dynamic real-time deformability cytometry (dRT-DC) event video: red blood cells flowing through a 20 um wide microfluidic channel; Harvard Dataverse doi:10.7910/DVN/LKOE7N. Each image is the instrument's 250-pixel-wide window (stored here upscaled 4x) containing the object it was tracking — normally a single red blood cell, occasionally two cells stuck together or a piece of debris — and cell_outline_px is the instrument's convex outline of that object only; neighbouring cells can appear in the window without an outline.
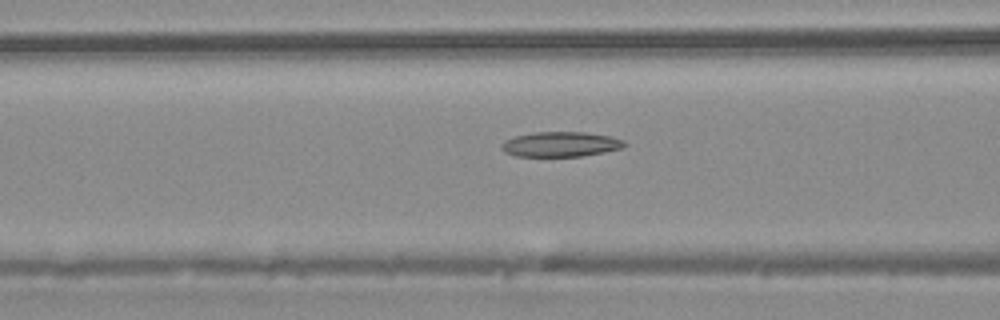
{"species": "common noctule bat (a hibernating species)", "species_latin": "Nyctalus noctula", "temperature_condition": "warm", "stored_images_in_passage": 24, "camera_frame_rate_fps": 3000, "um_per_image_px": 0.085, "animal": {"sex": "male", "body_mass_g": 20.4}, "frame": {"image": 1, "passage_image": 6, "time_ms": 1.667, "image_size_px": [1000, 320], "cell_outline_px": [[628, 144], [624, 148], [604, 152], [580, 156], [516, 156], [504, 152], [500, 148], [500, 144], [504, 140], [516, 136], [532, 132], [584, 132], [608, 136], [624, 140]], "centroid_in_image_um": [47.64, 12.26], "position_along_channel_um": 119.0, "area_um2": 17.98}}
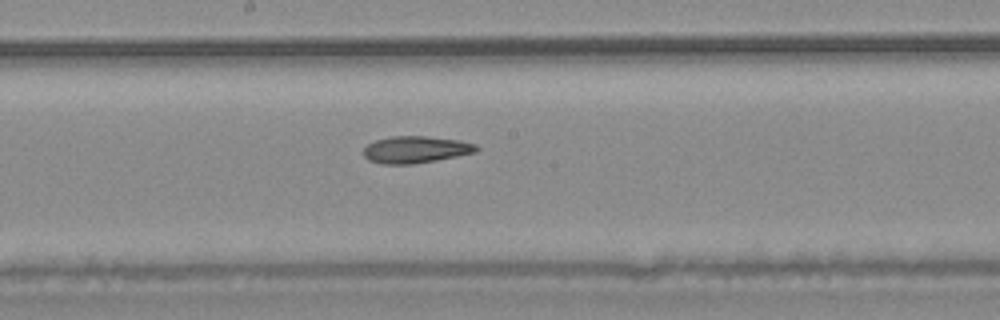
{"frame": {"image": 2, "passage_image": 12, "time_ms": 3.667, "image_size_px": [1000, 320], "cell_outline_px": [[480, 148], [476, 152], [436, 160], [412, 164], [384, 164], [368, 160], [364, 156], [364, 148], [368, 144], [376, 140], [392, 136], [428, 136], [460, 140], [476, 144]], "centroid_in_image_um": [35.35, 12.71], "position_along_channel_um": 212.9, "area_um2": 17.69}}
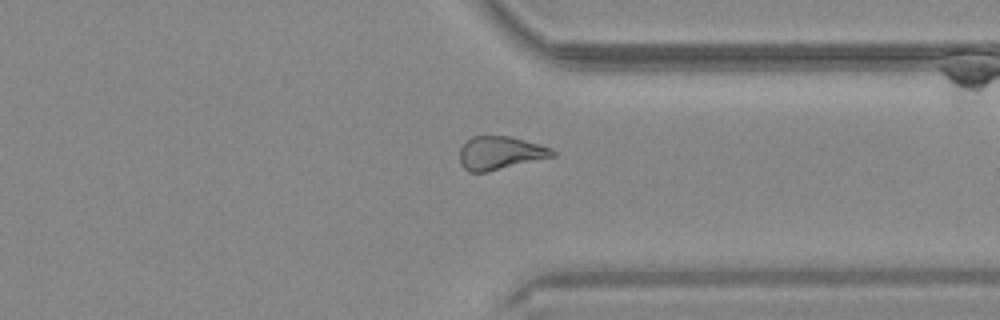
{"frame": {"image": 3, "passage_image": 22, "time_ms": 7.0, "image_size_px": [1000, 320], "cell_outline_px": [[556, 156], [488, 172], [468, 172], [460, 164], [460, 148], [472, 136], [512, 136], [540, 144], [552, 148], [556, 152]], "centroid_in_image_um": [42.54, 13.01], "position_along_channel_um": 368.9, "area_um2": 18.21}}